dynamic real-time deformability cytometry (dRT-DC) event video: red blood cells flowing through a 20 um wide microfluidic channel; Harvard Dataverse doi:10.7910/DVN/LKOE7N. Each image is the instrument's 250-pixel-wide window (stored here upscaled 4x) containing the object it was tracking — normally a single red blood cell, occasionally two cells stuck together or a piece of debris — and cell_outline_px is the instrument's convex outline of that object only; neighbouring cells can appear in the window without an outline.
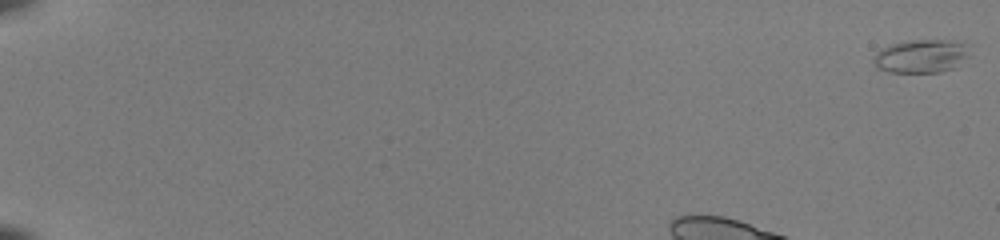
{"species": "common noctule bat (a hibernating species)", "species_latin": "Nyctalus noctula", "temperature_condition": "room temperature", "stored_images_in_passage": 45, "camera_frame_rate_fps": 3000, "um_per_image_px": 0.085, "animal": {"sex": "female", "body_mass_g": 22.0, "forearm_length_mm": 56.7}, "frame": {"image": 1, "passage_image": 1, "time_ms": 0.0, "image_size_px": [1000, 240], "cell_outline_px": [[972, 44], [968, 56], [956, 68], [940, 72], [888, 72], [876, 68], [872, 64], [872, 56], [880, 48], [888, 44], [908, 40], [948, 40]], "centroid_in_image_um": [78.29, 4.76], "position_along_channel_um": 6.7, "area_um2": 19.36}}
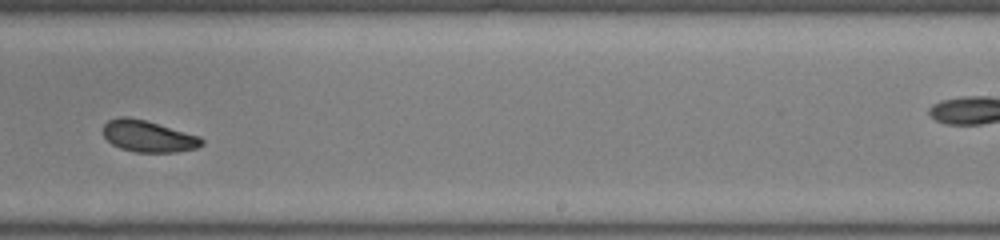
{"frame": {"image": 2, "passage_image": 32, "time_ms": 10.333, "image_size_px": [1000, 240], "cell_outline_px": [[204, 144], [196, 148], [176, 152], [136, 152], [120, 148], [112, 144], [104, 136], [104, 124], [108, 120], [120, 116], [128, 116], [144, 120], [200, 136], [204, 140]], "centroid_in_image_um": [12.6, 11.58], "position_along_channel_um": 276.4, "area_um2": 18.03}}
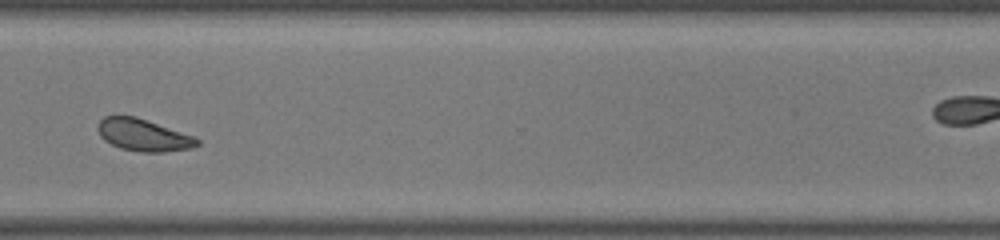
{"frame": {"image": 3, "passage_image": 38, "time_ms": 12.333, "image_size_px": [1000, 240], "cell_outline_px": [[200, 144], [192, 148], [164, 152], [140, 152], [120, 148], [104, 140], [100, 136], [96, 128], [100, 120], [104, 116], [136, 116], [196, 136], [200, 140]], "centroid_in_image_um": [12.21, 11.48], "position_along_channel_um": 358.4, "area_um2": 18.84}, "authors_computed_cell_mechanics": {"area_um2": 18.3226, "velocity_mm_per_s": 4.0605, "shape_relaxation_time_tau1_ms": 5.3206, "shape_relaxation_time_tau2_ms": 2.744, "deformation_change_tau1": 0.1464, "deformation_change_tau2": 0.0724}}